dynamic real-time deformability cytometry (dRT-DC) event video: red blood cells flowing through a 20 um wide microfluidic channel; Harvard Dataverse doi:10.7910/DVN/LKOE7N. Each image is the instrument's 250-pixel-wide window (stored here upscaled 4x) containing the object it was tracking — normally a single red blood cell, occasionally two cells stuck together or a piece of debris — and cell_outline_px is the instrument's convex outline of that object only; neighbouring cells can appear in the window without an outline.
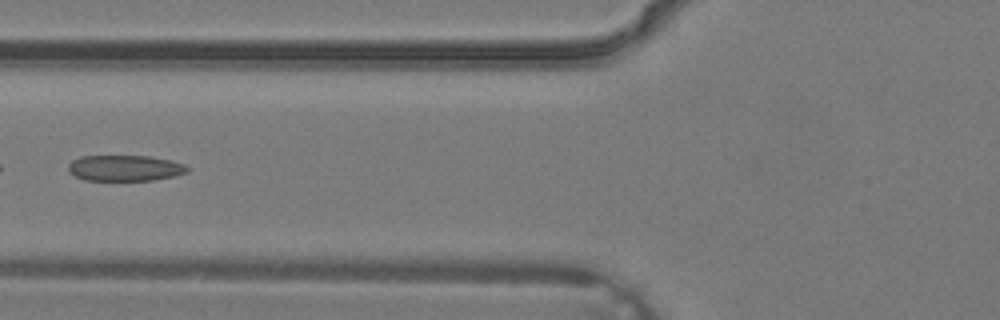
{"species": "common noctule bat (a hibernating species)", "species_latin": "Nyctalus noctula", "temperature_condition": "warm", "stored_images_in_passage": 5, "camera_frame_rate_fps": 3000, "um_per_image_px": 0.085, "animal": {"sex": "male", "body_mass_g": 19.2, "forearm_length_mm": 51.8}, "frame": {"image": 1, "passage_image": 5, "time_ms": 1.333, "image_size_px": [1000, 320], "cell_outline_px": [[188, 172], [172, 176], [152, 180], [84, 180], [68, 172], [68, 164], [72, 160], [80, 156], [148, 156], [168, 160], [184, 164], [188, 168]], "centroid_in_image_um": [10.56, 14.28], "position_along_channel_um": 115.2, "area_um2": 17.8}}